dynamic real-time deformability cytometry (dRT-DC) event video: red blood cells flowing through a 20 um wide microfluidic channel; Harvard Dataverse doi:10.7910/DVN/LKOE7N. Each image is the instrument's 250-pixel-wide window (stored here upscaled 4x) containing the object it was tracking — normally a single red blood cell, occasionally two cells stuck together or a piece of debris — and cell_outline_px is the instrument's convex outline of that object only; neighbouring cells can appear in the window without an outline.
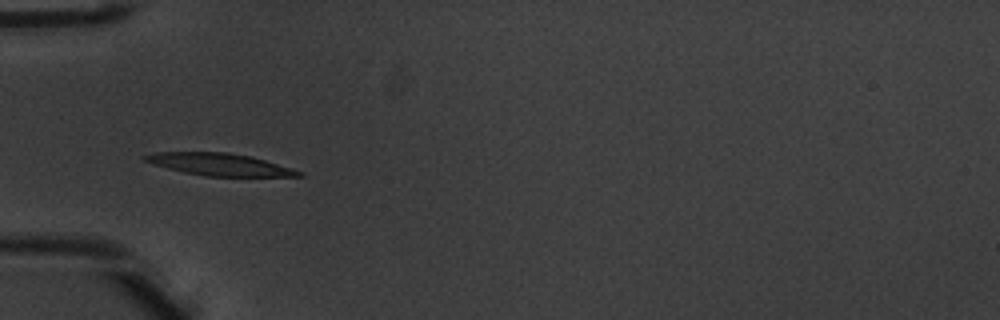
{"species": "common noctule bat (a hibernating species)", "species_latin": "Nyctalus noctula", "temperature_condition": "warm", "stored_images_in_passage": 7, "camera_frame_rate_fps": 3000, "um_per_image_px": 0.085, "animal": {"sex": "male", "body_mass_g": 20.1, "forearm_length_mm": 53.5}, "frame": {"image": 1, "passage_image": 5, "time_ms": 1.333, "image_size_px": [1000, 320], "cell_outline_px": [[304, 176], [208, 176], [184, 172], [152, 164], [144, 160], [140, 156], [156, 152], [228, 152], [252, 156], [292, 168], [304, 172]], "centroid_in_image_um": [18.66, 13.97], "position_along_channel_um": 66.3, "area_um2": 19.88}}